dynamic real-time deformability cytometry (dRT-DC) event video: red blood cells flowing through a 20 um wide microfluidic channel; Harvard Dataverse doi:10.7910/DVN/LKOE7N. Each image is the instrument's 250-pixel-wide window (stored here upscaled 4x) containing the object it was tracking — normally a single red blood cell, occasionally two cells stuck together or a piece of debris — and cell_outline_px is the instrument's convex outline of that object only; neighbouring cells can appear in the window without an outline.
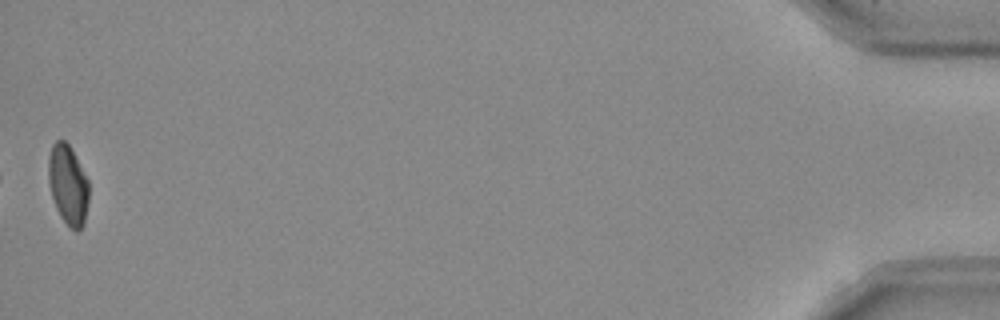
{"species": "Egyptian fruit bat (a non-hibernating species)", "species_latin": "Rousettus aegyptiacus", "temperature_condition": "room temperature", "stored_images_in_passage": 37, "camera_frame_rate_fps": 3000, "um_per_image_px": 0.085, "frame": {"image": 1, "passage_image": 37, "time_ms": 12.0, "image_size_px": [1000, 320], "cell_outline_px": [[88, 200], [84, 224], [76, 232], [60, 216], [56, 208], [52, 196], [48, 180], [48, 156], [52, 144], [56, 140], [64, 140], [68, 144], [88, 180]], "centroid_in_image_um": [5.76, 15.7], "position_along_channel_um": 429.4, "area_um2": 18.55}, "authors_computed_cell_mechanics": {"area_um2": 19.3052, "velocity_mm_per_s": 3.9663, "shape_relaxation_time_tau1_ms": 7.2666, "shape_relaxation_time_tau2_ms": 10.6478, "deformation_change_tau1": 0.1917, "deformation_change_tau2": 0.1403}}